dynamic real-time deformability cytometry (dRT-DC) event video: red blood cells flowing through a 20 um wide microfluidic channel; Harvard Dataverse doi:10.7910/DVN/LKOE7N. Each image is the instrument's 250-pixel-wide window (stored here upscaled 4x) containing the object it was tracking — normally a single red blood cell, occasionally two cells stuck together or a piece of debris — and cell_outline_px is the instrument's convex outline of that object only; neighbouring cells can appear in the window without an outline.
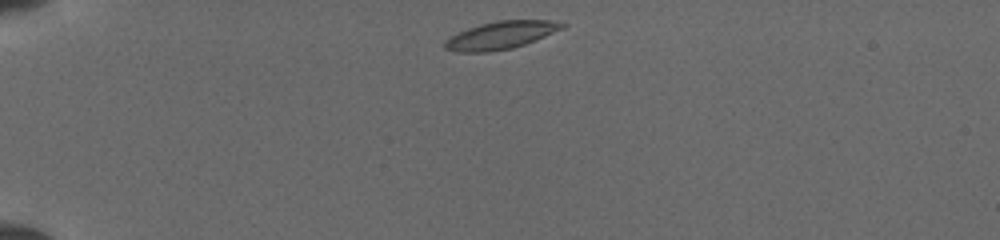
{"species": "common noctule bat (a hibernating species)", "species_latin": "Nyctalus noctula", "temperature_condition": "cold", "stored_images_in_passage": 6, "camera_frame_rate_fps": 3000, "um_per_image_px": 0.085, "animal": {"sex": "female", "body_mass_g": 19.5, "forearm_length_mm": 54.1}, "frame": {"image": 1, "passage_image": 1, "time_ms": 0.0, "image_size_px": [1000, 240], "cell_outline_px": [[568, 24], [564, 28], [524, 44], [512, 48], [488, 52], [456, 52], [444, 48], [444, 40], [468, 28], [480, 24], [496, 20], [548, 20]], "centroid_in_image_um": [42.55, 2.99], "position_along_channel_um": 42.4, "area_um2": 18.79}}
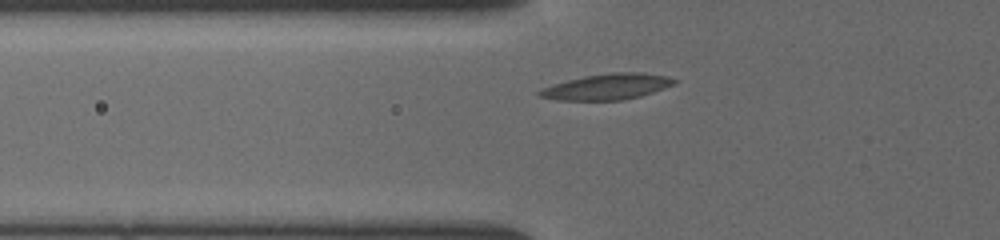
{"frame": {"image": 2, "passage_image": 4, "time_ms": 2.0, "image_size_px": [1000, 240], "cell_outline_px": [[676, 84], [640, 96], [620, 100], [556, 100], [540, 96], [536, 92], [552, 84], [584, 76], [612, 72], [640, 72], [668, 76], [676, 80]], "centroid_in_image_um": [51.62, 7.36], "position_along_channel_um": 74.2, "area_um2": 20.17}}